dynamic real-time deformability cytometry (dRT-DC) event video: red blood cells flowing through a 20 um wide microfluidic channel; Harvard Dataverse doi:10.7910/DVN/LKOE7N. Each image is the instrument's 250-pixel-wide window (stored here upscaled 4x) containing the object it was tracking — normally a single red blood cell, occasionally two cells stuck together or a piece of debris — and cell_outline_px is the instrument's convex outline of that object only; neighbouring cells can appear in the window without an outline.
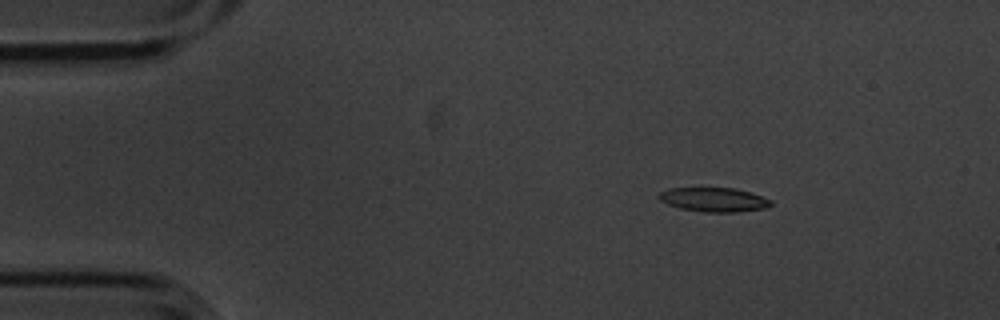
{"species": "common noctule bat (a hibernating species)", "species_latin": "Nyctalus noctula", "temperature_condition": "cold", "stored_images_in_passage": 3, "camera_frame_rate_fps": 3000, "um_per_image_px": 0.085, "animal": {"sex": "male", "body_mass_g": 20.1, "forearm_length_mm": 53.5}, "frame": {"image": 1, "passage_image": 1, "time_ms": 0.0, "image_size_px": [1000, 320], "cell_outline_px": [[772, 204], [764, 208], [736, 212], [704, 212], [680, 208], [668, 204], [660, 200], [656, 196], [660, 192], [668, 188], [736, 188], [752, 192], [772, 200]], "centroid_in_image_um": [60.68, 16.96], "position_along_channel_um": 24.3, "area_um2": 15.84}}